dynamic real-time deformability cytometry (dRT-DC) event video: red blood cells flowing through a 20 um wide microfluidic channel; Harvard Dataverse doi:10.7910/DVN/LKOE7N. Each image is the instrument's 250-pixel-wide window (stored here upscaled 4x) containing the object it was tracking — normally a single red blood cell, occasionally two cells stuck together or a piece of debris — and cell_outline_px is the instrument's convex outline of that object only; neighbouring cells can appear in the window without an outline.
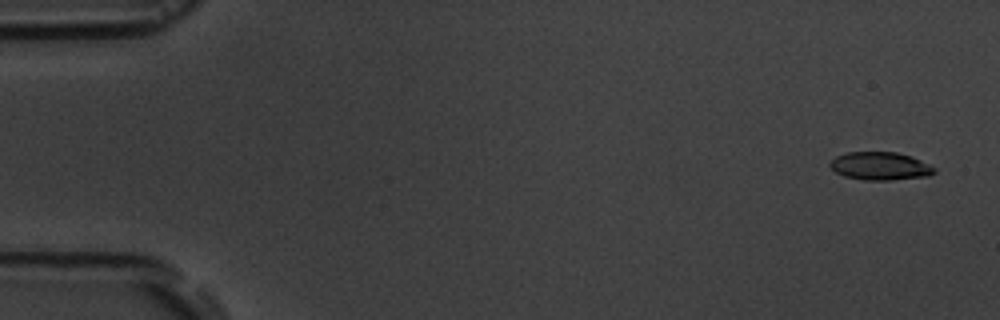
{"species": "common noctule bat (a hibernating species)", "species_latin": "Nyctalus noctula", "temperature_condition": "room temperature", "stored_images_in_passage": 4, "camera_frame_rate_fps": 3000, "um_per_image_px": 0.085, "animal": {"sex": "male", "body_mass_g": 19.5, "forearm_length_mm": 54.6}, "frame": {"image": 1, "passage_image": 1, "time_ms": 0.0, "image_size_px": [1000, 320], "cell_outline_px": [[936, 172], [928, 176], [892, 180], [864, 180], [844, 176], [836, 172], [828, 164], [836, 156], [848, 152], [896, 152], [912, 156], [936, 168]], "centroid_in_image_um": [74.83, 14.11], "position_along_channel_um": 10.2, "area_um2": 17.05}}